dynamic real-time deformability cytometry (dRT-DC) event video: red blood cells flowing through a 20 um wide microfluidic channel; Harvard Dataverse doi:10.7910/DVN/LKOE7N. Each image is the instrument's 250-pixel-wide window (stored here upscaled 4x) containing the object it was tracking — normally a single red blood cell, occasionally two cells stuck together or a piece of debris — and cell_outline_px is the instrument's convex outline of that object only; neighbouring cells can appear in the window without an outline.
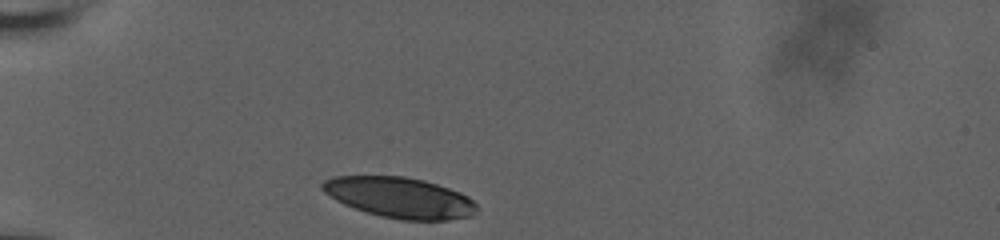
{"species": "human", "species_latin": "Homo sapiens", "temperature_condition": "room temperature", "stored_images_in_passage": 32, "camera_frame_rate_fps": 3000, "um_per_image_px": 0.085, "donor": {"sex": "male"}, "frame": {"image": 1, "passage_image": 1, "time_ms": 0.0, "image_size_px": [1000, 240], "cell_outline_px": [[480, 208], [476, 216], [448, 220], [400, 220], [380, 216], [344, 204], [336, 200], [324, 192], [320, 188], [320, 184], [324, 180], [332, 176], [404, 176], [424, 180], [460, 192], [468, 196]], "centroid_in_image_um": [34.02, 16.8], "position_along_channel_um": 51.0, "area_um2": 36.88}}
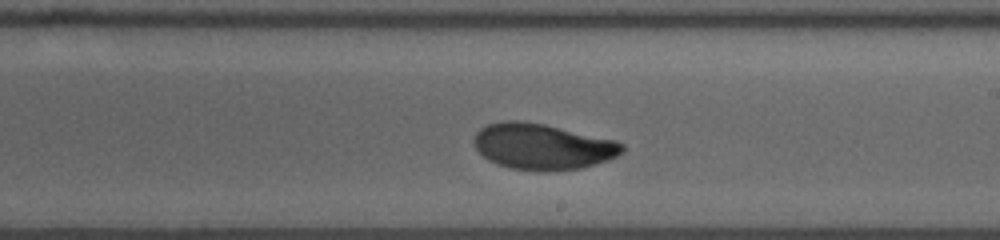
{"frame": {"image": 2, "passage_image": 19, "time_ms": 6.0, "image_size_px": [1000, 240], "cell_outline_px": [[624, 152], [608, 160], [596, 164], [580, 168], [544, 172], [540, 172], [508, 168], [496, 164], [488, 160], [472, 144], [472, 140], [476, 132], [480, 128], [488, 124], [504, 120], [516, 120], [544, 124], [616, 140], [624, 144]], "centroid_in_image_um": [46.09, 12.46], "position_along_channel_um": 242.9, "area_um2": 40.06}}
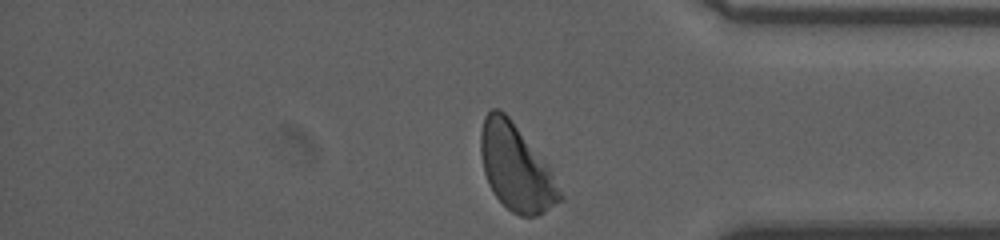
{"frame": {"image": 3, "passage_image": 32, "time_ms": 10.333, "image_size_px": [1000, 240], "cell_outline_px": [[564, 200], [544, 212], [536, 216], [520, 216], [512, 212], [492, 192], [488, 184], [484, 172], [480, 152], [480, 132], [484, 116], [492, 108], [500, 108], [508, 116], [548, 168], [564, 196]], "centroid_in_image_um": [43.82, 14.27], "position_along_channel_um": 391.4, "area_um2": 39.07}, "authors_computed_cell_mechanics": {"area_um2": 39.6797, "velocity_mm_per_s": 3.6761, "shape_relaxation_time_tau1_ms": 4.5425, "shape_relaxation_time_tau2_ms": 1.7191, "deformation_change_tau1": 0.1551, "deformation_change_tau2": 0.0573}}